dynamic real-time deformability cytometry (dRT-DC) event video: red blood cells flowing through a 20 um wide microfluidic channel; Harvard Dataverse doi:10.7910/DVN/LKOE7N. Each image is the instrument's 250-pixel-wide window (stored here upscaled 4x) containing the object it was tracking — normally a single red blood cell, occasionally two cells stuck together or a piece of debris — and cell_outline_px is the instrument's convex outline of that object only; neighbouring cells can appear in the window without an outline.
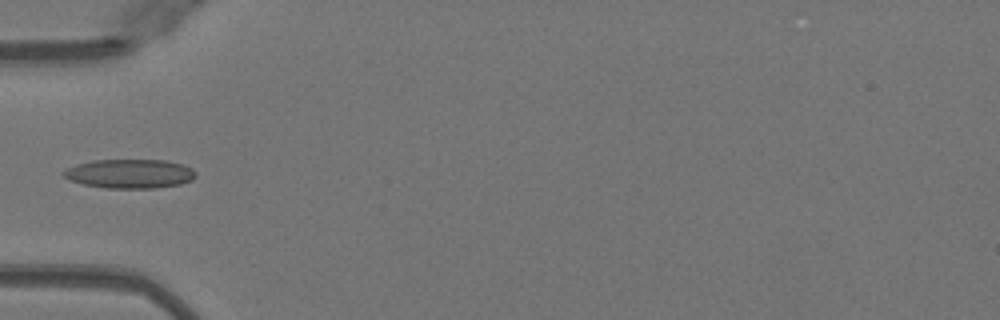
{"species": "Egyptian fruit bat (a non-hibernating species)", "species_latin": "Rousettus aegyptiacus", "temperature_condition": "warm", "stored_images_in_passage": 34, "camera_frame_rate_fps": 3000, "um_per_image_px": 0.085, "animal": {"sex": "female"}, "frame": {"image": 1, "passage_image": 1, "time_ms": 0.0, "image_size_px": [1000, 320], "cell_outline_px": [[196, 176], [192, 180], [180, 184], [156, 188], [108, 188], [84, 184], [72, 180], [64, 176], [60, 172], [76, 164], [92, 160], [168, 160], [184, 164], [192, 168], [196, 172]], "centroid_in_image_um": [11.07, 14.75], "position_along_channel_um": 73.9, "area_um2": 22.48}}
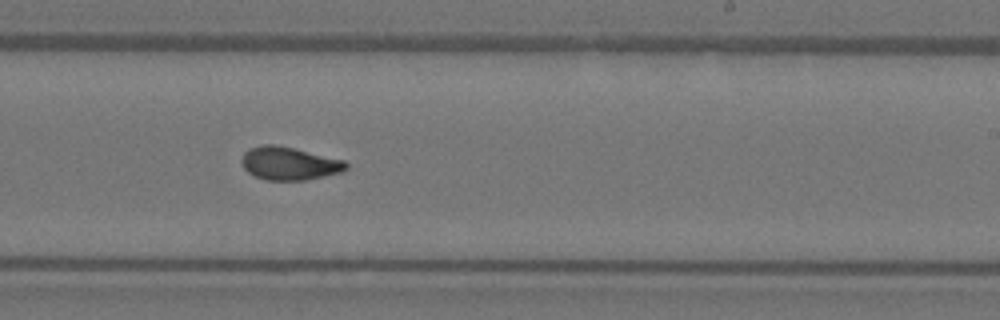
{"frame": {"image": 2, "passage_image": 15, "time_ms": 4.667, "image_size_px": [1000, 320], "cell_outline_px": [[348, 168], [340, 172], [324, 176], [304, 180], [264, 180], [248, 172], [244, 168], [240, 160], [244, 152], [248, 148], [260, 144], [276, 144], [344, 160], [348, 164]], "centroid_in_image_um": [24.54, 13.88], "position_along_channel_um": 264.5, "area_um2": 20.17}}
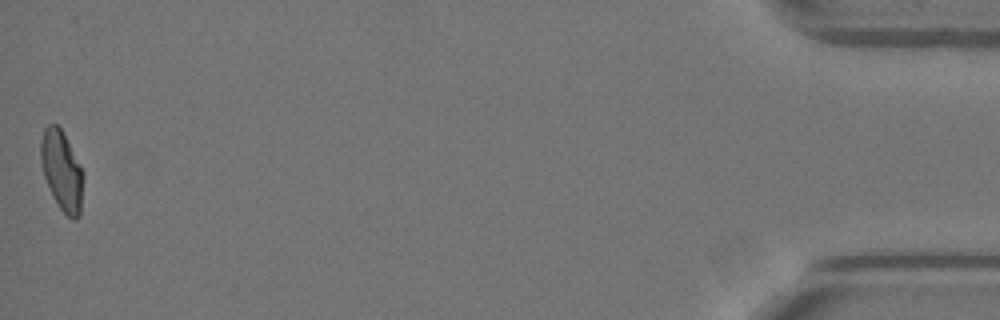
{"frame": {"image": 3, "passage_image": 34, "time_ms": 11.0, "image_size_px": [1000, 320], "cell_outline_px": [[84, 176], [80, 216], [76, 220], [72, 220], [60, 208], [52, 196], [44, 176], [40, 160], [40, 140], [44, 128], [48, 124], [56, 124], [60, 128], [84, 172]], "centroid_in_image_um": [5.25, 14.53], "position_along_channel_um": 429.9, "area_um2": 19.83}}